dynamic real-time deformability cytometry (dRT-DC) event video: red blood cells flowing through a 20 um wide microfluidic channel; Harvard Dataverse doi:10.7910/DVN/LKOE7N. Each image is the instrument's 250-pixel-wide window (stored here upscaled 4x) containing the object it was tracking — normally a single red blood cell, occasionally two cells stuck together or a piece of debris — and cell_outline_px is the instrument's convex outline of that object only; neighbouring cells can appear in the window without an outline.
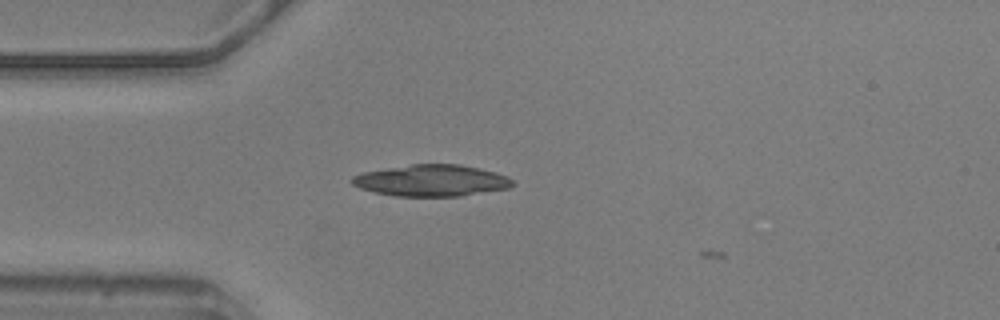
{"species": "common noctule bat (a hibernating species)", "species_latin": "Nyctalus noctula", "temperature_condition": "warm", "stored_images_in_passage": 9, "camera_frame_rate_fps": 3000, "um_per_image_px": 0.085, "animal": {"sex": "male", "body_mass_g": 20.5, "forearm_length_mm": 52.5}, "frame": {"image": 1, "passage_image": 8, "time_ms": 2.333, "image_size_px": [1000, 320], "cell_outline_px": [[516, 184], [508, 188], [460, 196], [396, 196], [376, 192], [360, 188], [352, 184], [348, 180], [352, 176], [360, 172], [412, 164], [460, 164], [480, 168], [496, 172], [508, 176]], "centroid_in_image_um": [36.66, 15.33], "position_along_channel_um": 48.3, "area_um2": 29.65}}